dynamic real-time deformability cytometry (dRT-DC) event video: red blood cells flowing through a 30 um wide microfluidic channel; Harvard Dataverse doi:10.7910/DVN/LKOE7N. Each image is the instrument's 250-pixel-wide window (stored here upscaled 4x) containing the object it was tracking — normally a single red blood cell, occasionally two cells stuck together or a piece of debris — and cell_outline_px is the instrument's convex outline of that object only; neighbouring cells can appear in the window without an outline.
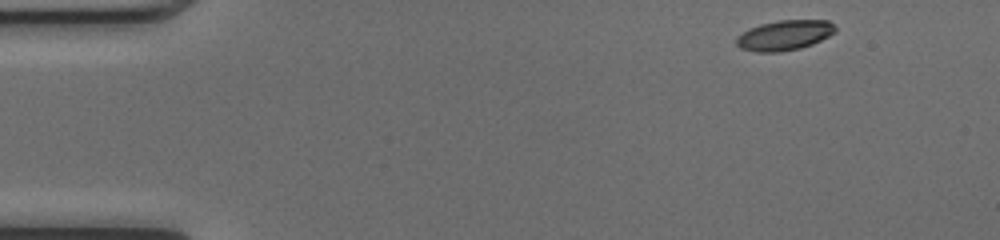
{"species": "common noctule bat (a hibernating species)", "species_latin": "Nyctalus noctula", "temperature_condition": "cold", "stored_images_in_passage": 46, "camera_frame_rate_fps": 3000, "um_per_image_px": 0.085, "animal": {"sex": "female", "body_mass_g": 17.0, "forearm_length_mm": 48.0}, "frame": {"image": 1, "passage_image": 1, "time_ms": 0.0, "image_size_px": [1000, 240], "cell_outline_px": [[836, 32], [812, 44], [800, 48], [780, 52], [756, 52], [740, 48], [736, 44], [736, 36], [748, 28], [760, 24], [780, 20], [828, 20], [836, 28]], "centroid_in_image_um": [66.65, 3.0], "position_along_channel_um": 18.4, "area_um2": 17.4}}
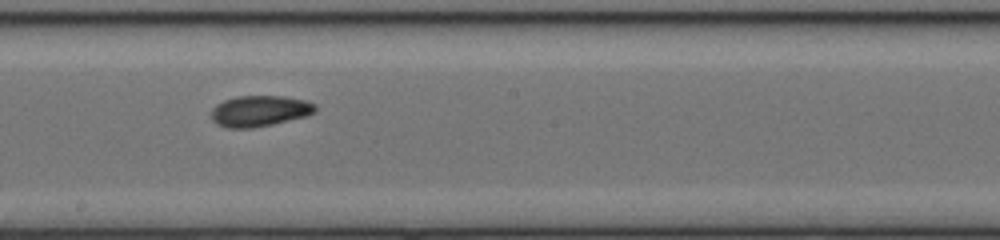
{"frame": {"image": 2, "passage_image": 24, "time_ms": 7.667, "image_size_px": [1000, 240], "cell_outline_px": [[316, 112], [308, 116], [272, 124], [252, 128], [224, 128], [216, 124], [212, 120], [212, 108], [216, 104], [224, 100], [236, 96], [284, 96], [304, 100], [316, 104]], "centroid_in_image_um": [22.07, 9.44], "position_along_channel_um": 226.1, "area_um2": 18.96}}
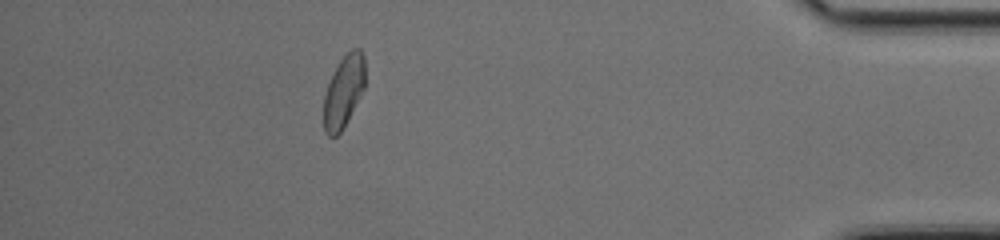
{"frame": {"image": 3, "passage_image": 41, "time_ms": 13.333, "image_size_px": [1000, 240], "cell_outline_px": [[364, 88], [360, 96], [340, 132], [336, 136], [328, 136], [324, 132], [324, 96], [328, 84], [340, 60], [352, 48], [360, 48], [364, 56]], "centroid_in_image_um": [29.21, 7.76], "position_along_channel_um": 406.0, "area_um2": 16.94}, "authors_computed_cell_mechanics": {"area_um2": 18.2359, "velocity_mm_per_s": 4.0765, "shape_relaxation_time_tau1_ms": 4.8928, "shape_relaxation_time_tau2_ms": 2.759, "deformation_change_tau1": 0.1646, "deformation_change_tau2": 0.0754}}